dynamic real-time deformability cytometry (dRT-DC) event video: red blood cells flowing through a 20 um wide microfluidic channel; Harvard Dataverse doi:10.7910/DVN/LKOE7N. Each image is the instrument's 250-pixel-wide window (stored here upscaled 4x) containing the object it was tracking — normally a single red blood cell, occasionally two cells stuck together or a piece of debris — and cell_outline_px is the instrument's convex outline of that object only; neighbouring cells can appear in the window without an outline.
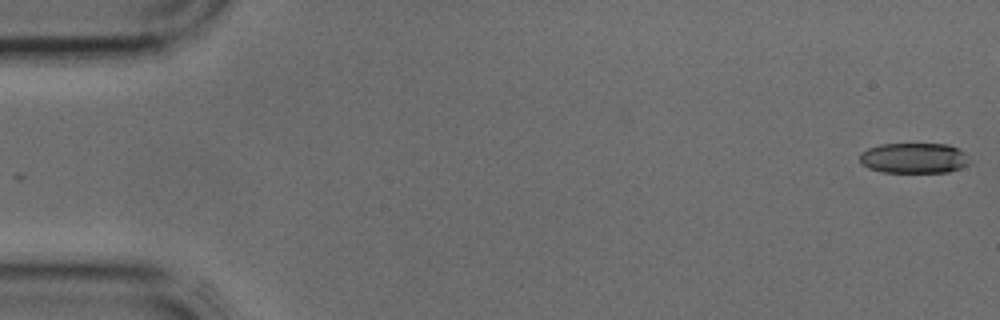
{"species": "common noctule bat (a hibernating species)", "species_latin": "Nyctalus noctula", "temperature_condition": "cold", "stored_images_in_passage": 4, "camera_frame_rate_fps": 3000, "um_per_image_px": 0.085, "animal": {"sex": "male", "body_mass_g": 17.9, "forearm_length_mm": 54.2}, "frame": {"image": 1, "passage_image": 1, "time_ms": 0.0, "image_size_px": [1000, 320], "cell_outline_px": [[972, 160], [968, 164], [960, 168], [948, 172], [880, 172], [868, 168], [860, 164], [860, 152], [868, 148], [880, 144], [948, 144], [964, 152]], "centroid_in_image_um": [77.67, 13.44], "position_along_channel_um": 7.3, "area_um2": 19.65}}
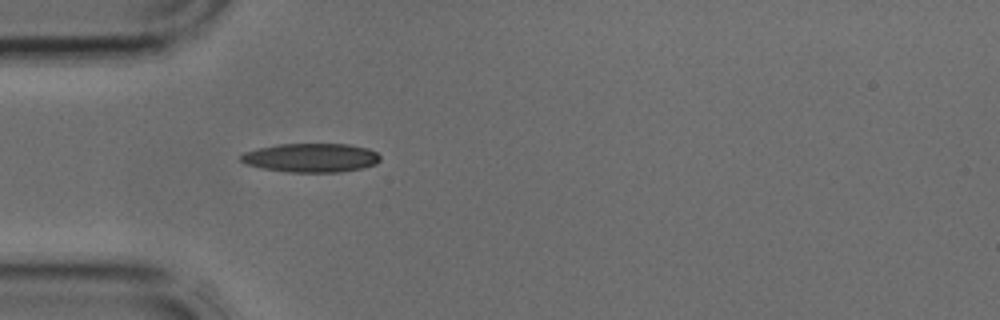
{"frame": {"image": 2, "passage_image": 4, "time_ms": 1.0, "image_size_px": [1000, 320], "cell_outline_px": [[380, 160], [376, 164], [364, 168], [340, 172], [288, 172], [260, 168], [244, 164], [240, 160], [240, 156], [244, 152], [260, 148], [280, 144], [348, 144], [368, 148], [376, 152], [380, 156]], "centroid_in_image_um": [26.45, 13.42], "position_along_channel_um": 58.6, "area_um2": 23.58}}